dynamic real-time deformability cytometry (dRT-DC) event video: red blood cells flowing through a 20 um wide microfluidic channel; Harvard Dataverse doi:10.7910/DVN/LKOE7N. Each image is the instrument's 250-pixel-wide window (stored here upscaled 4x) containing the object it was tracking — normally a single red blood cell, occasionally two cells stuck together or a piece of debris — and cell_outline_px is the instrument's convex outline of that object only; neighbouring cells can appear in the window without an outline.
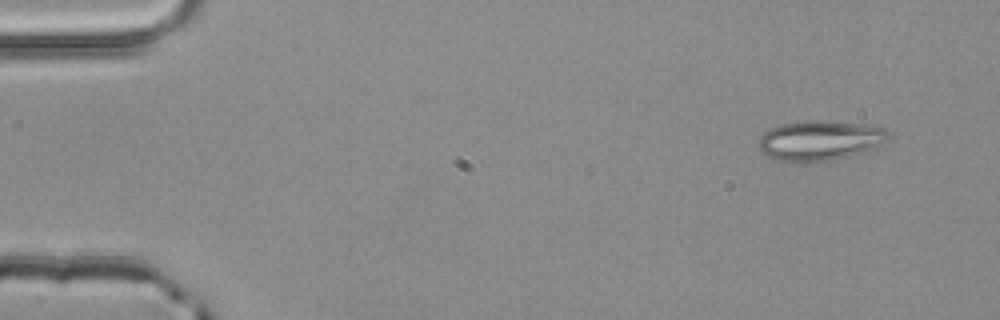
{"species": "common noctule bat (a hibernating species)", "species_latin": "Nyctalus noctula", "temperature_condition": "room temperature", "stored_images_in_passage": 3, "segment_of_instrument_passage": [2, 2], "camera_frame_rate_fps": 3000, "um_per_image_px": 0.085, "animal": {"sex": "male", "body_mass_g": 20.4}, "frame": {"image": 1, "passage_image": 3, "time_ms": 0.667, "image_size_px": [1000, 320], "cell_outline_px": [[888, 140], [884, 144], [876, 148], [864, 152], [828, 160], [776, 160], [768, 156], [760, 148], [760, 136], [768, 128], [780, 124], [804, 120], [824, 120], [864, 124], [884, 128], [888, 132]], "centroid_in_image_um": [69.73, 11.89], "position_along_channel_um": 15.3, "area_um2": 29.88}}